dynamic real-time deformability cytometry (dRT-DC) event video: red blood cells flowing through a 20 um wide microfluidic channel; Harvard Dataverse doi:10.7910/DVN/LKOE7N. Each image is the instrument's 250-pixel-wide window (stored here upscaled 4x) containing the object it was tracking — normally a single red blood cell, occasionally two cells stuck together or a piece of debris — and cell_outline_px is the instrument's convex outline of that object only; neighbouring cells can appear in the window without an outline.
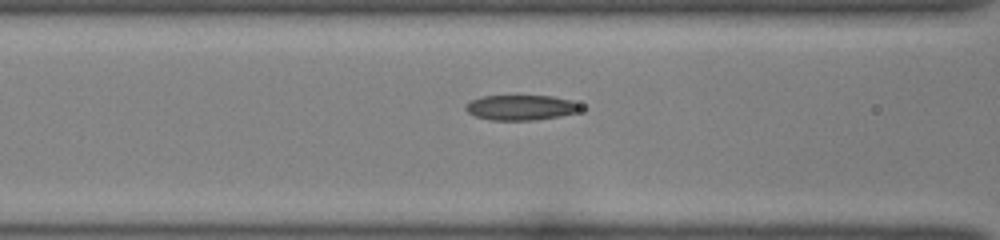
{"species": "common noctule bat (a hibernating species)", "species_latin": "Nyctalus noctula", "temperature_condition": "room temperature", "stored_images_in_passage": 29, "camera_frame_rate_fps": 3000, "um_per_image_px": 0.085, "animal": {"sex": "female", "body_mass_g": 22.0, "forearm_length_mm": 56.7}, "frame": {"image": 1, "passage_image": 6, "time_ms": 1.667, "image_size_px": [1000, 240], "cell_outline_px": [[584, 108], [576, 112], [560, 116], [536, 120], [488, 120], [476, 116], [468, 112], [464, 108], [464, 104], [472, 100], [484, 96], [552, 96], [572, 100], [580, 104]], "centroid_in_image_um": [44.29, 9.14], "position_along_channel_um": 122.3, "area_um2": 16.94}}
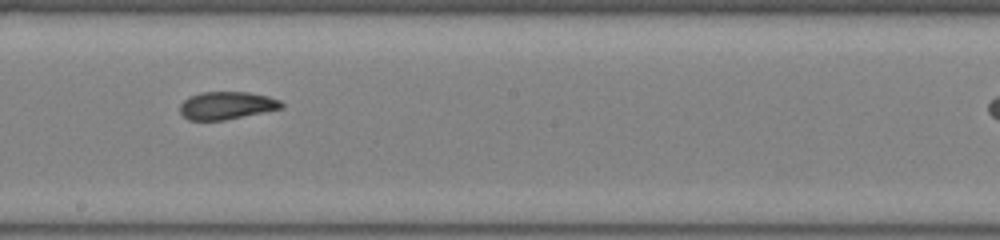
{"frame": {"image": 2, "passage_image": 14, "time_ms": 4.333, "image_size_px": [1000, 240], "cell_outline_px": [[284, 108], [224, 120], [188, 120], [180, 112], [180, 104], [188, 96], [200, 92], [248, 92], [268, 96], [280, 100], [284, 104]], "centroid_in_image_um": [19.27, 8.96], "position_along_channel_um": 228.9, "area_um2": 16.47}}
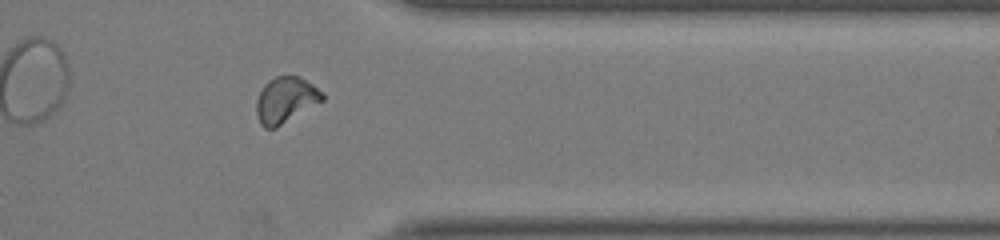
{"frame": {"image": 3, "passage_image": 26, "time_ms": 8.333, "image_size_px": [1000, 240], "cell_outline_px": [[324, 100], [276, 128], [264, 128], [260, 124], [256, 116], [256, 100], [264, 84], [268, 80], [276, 76], [296, 76], [312, 84], [324, 92]], "centroid_in_image_um": [24.26, 8.51], "position_along_channel_um": 387.1, "area_um2": 17.69}}